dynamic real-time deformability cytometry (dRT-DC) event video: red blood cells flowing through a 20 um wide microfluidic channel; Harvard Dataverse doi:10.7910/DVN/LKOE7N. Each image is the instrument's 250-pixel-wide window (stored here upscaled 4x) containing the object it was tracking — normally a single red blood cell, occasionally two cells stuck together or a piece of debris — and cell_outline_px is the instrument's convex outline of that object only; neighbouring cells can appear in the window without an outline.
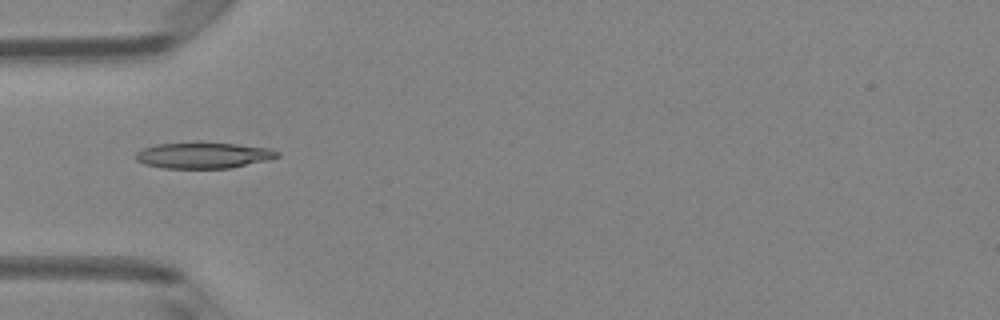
{"species": "Egyptian fruit bat (a non-hibernating species)", "species_latin": "Rousettus aegyptiacus", "temperature_condition": "room temperature", "stored_images_in_passage": 5, "camera_frame_rate_fps": 3000, "um_per_image_px": 0.085, "animal": {"sex": "female"}, "frame": {"image": 1, "passage_image": 5, "time_ms": 1.333, "image_size_px": [1000, 320], "cell_outline_px": [[280, 156], [272, 160], [232, 168], [164, 168], [144, 164], [136, 160], [132, 156], [136, 152], [144, 148], [156, 144], [200, 140], [272, 148], [280, 152]], "centroid_in_image_um": [17.32, 13.17], "position_along_channel_um": 67.7, "area_um2": 22.48}}